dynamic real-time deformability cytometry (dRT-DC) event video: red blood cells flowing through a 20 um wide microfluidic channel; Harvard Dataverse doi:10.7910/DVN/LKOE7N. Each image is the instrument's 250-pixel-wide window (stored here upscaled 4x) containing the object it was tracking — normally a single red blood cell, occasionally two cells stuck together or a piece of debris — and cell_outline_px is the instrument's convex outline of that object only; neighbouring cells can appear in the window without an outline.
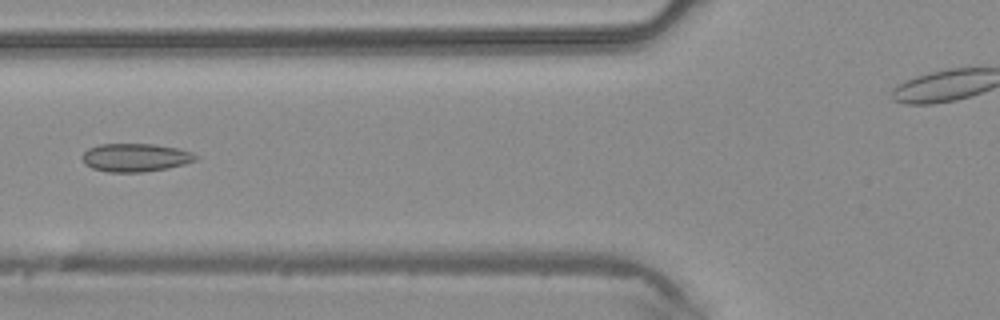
{"species": "common noctule bat (a hibernating species)", "species_latin": "Nyctalus noctula", "temperature_condition": "warm", "stored_images_in_passage": 5, "camera_frame_rate_fps": 3000, "um_per_image_px": 0.085, "animal": {"sex": "male", "body_mass_g": 20.4}, "frame": {"image": 1, "passage_image": 5, "time_ms": 1.333, "image_size_px": [1000, 320], "cell_outline_px": [[200, 156], [196, 160], [184, 164], [168, 168], [140, 172], [108, 172], [92, 168], [84, 164], [80, 156], [88, 148], [100, 144], [152, 144], [180, 148], [192, 152]], "centroid_in_image_um": [11.51, 13.38], "position_along_channel_um": 114.3, "area_um2": 18.84}}